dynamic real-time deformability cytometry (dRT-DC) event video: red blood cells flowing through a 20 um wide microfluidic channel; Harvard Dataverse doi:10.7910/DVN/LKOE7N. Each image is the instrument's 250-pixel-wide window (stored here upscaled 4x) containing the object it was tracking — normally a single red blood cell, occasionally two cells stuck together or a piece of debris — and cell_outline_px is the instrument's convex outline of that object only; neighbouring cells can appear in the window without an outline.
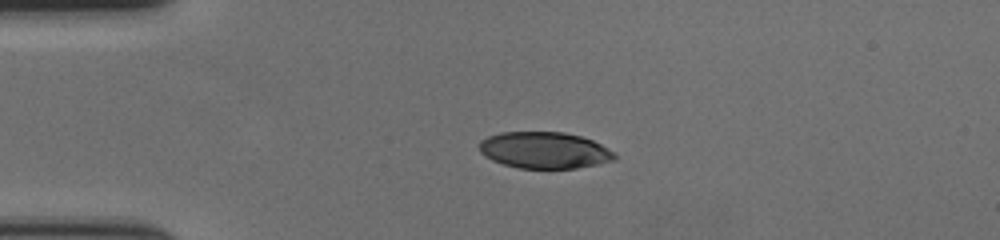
{"species": "human", "species_latin": "Homo sapiens", "temperature_condition": "cold", "stored_images_in_passage": 45, "camera_frame_rate_fps": 3000, "um_per_image_px": 0.085, "donor": {"sex": "female"}, "frame": {"image": 1, "passage_image": 1, "time_ms": 0.0, "image_size_px": [1000, 240], "cell_outline_px": [[616, 160], [576, 168], [520, 168], [504, 164], [492, 160], [484, 156], [480, 152], [480, 140], [488, 136], [500, 132], [564, 132], [580, 136], [592, 140], [608, 148], [616, 156]], "centroid_in_image_um": [46.26, 12.76], "position_along_channel_um": 38.7, "area_um2": 28.67}}
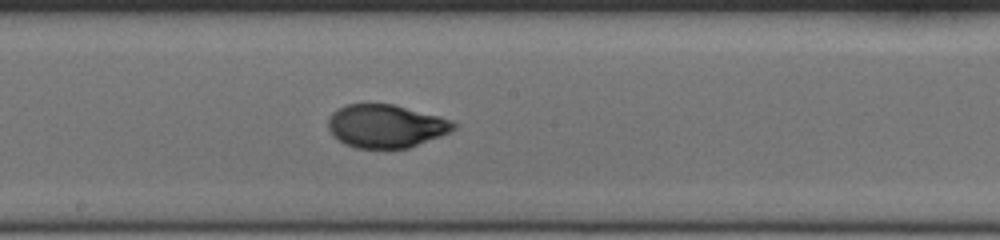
{"frame": {"image": 2, "passage_image": 19, "time_ms": 6.0, "image_size_px": [1000, 240], "cell_outline_px": [[456, 128], [440, 136], [408, 148], [356, 148], [344, 144], [332, 136], [328, 128], [328, 120], [332, 112], [348, 104], [392, 104], [440, 116], [452, 120], [456, 124]], "centroid_in_image_um": [32.78, 10.72], "position_along_channel_um": 215.4, "area_um2": 31.5}}
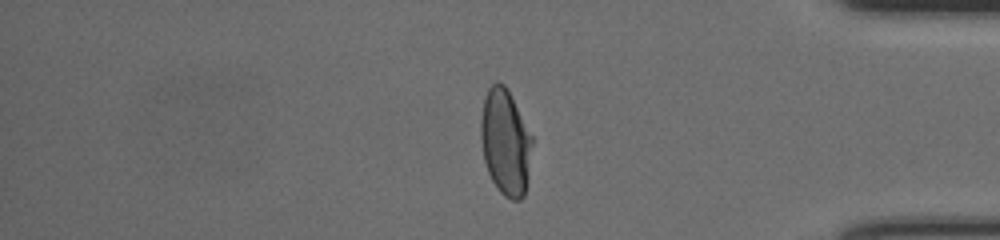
{"frame": {"image": 3, "passage_image": 36, "time_ms": 11.667, "image_size_px": [1000, 240], "cell_outline_px": [[532, 144], [528, 180], [524, 196], [520, 200], [512, 200], [504, 196], [496, 188], [488, 172], [484, 160], [480, 140], [480, 120], [484, 96], [488, 88], [496, 80], [504, 84], [532, 136]], "centroid_in_image_um": [42.94, 12.11], "position_along_channel_um": 392.3, "area_um2": 31.85}, "authors_computed_cell_mechanics": {"area_um2": 31.7322, "velocity_mm_per_s": 3.5501, "shape_relaxation_time_tau1_ms": 5.3184, "shape_relaxation_time_tau2_ms": 0.8835, "deformation_change_tau1": 0.2121, "deformation_change_tau2": 0.0461}}